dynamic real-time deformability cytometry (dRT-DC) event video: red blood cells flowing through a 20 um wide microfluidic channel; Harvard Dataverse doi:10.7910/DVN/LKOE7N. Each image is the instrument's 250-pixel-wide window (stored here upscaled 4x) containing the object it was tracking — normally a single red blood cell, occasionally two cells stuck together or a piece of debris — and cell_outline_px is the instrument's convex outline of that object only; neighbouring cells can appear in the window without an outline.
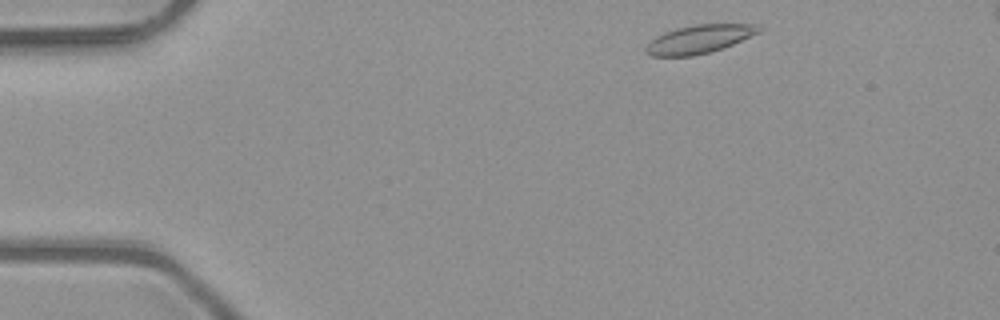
{"species": "common noctule bat (a hibernating species)", "species_latin": "Nyctalus noctula", "temperature_condition": "room temperature", "stored_images_in_passage": 2, "camera_frame_rate_fps": 3000, "um_per_image_px": 0.085, "animal": {"sex": "male", "body_mass_g": 23.1, "forearm_length_mm": 52.7}, "frame": {"image": 1, "passage_image": 1, "time_ms": 0.0, "image_size_px": [1000, 320], "cell_outline_px": [[764, 28], [760, 32], [732, 44], [712, 52], [692, 56], [652, 56], [644, 52], [644, 48], [656, 36], [664, 32], [676, 28], [696, 24], [756, 24]], "centroid_in_image_um": [59.43, 3.32], "position_along_channel_um": 25.6, "area_um2": 18.73}}